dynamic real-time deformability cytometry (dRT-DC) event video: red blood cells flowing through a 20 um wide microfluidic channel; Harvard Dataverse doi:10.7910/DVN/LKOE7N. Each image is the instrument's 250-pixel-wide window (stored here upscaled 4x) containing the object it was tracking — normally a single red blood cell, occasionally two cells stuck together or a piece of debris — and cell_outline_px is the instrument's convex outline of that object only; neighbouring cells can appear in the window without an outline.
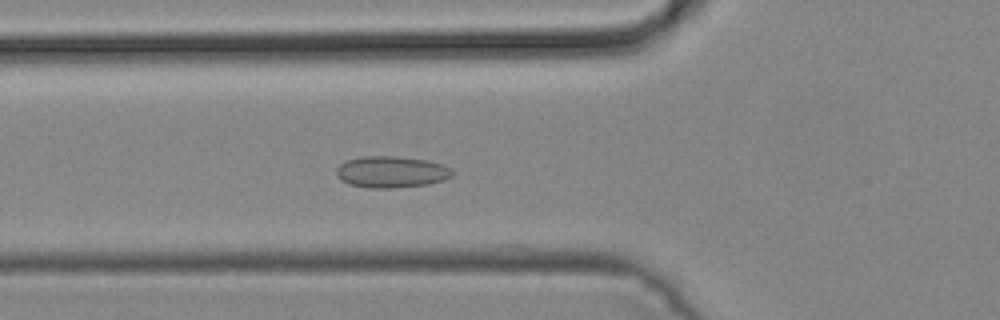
{"species": "common noctule bat (a hibernating species)", "species_latin": "Nyctalus noctula", "temperature_condition": "cold", "stored_images_in_passage": 48, "camera_frame_rate_fps": 3000, "um_per_image_px": 0.085, "animal": {"sex": "male", "body_mass_g": 19.2, "forearm_length_mm": 51.8}, "frame": {"image": 1, "passage_image": 17, "time_ms": 5.333, "image_size_px": [1000, 320], "cell_outline_px": [[452, 176], [444, 180], [428, 184], [392, 188], [368, 188], [348, 184], [340, 180], [336, 176], [336, 168], [340, 164], [348, 160], [364, 156], [396, 156], [428, 160], [444, 164], [452, 168]], "centroid_in_image_um": [33.27, 14.61], "position_along_channel_um": 92.5, "area_um2": 21.5}}
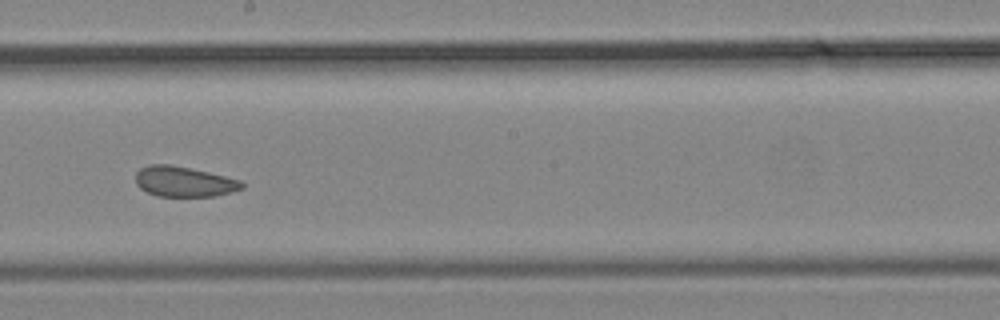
{"frame": {"image": 2, "passage_image": 27, "time_ms": 8.667, "image_size_px": [1000, 320], "cell_outline_px": [[244, 188], [232, 192], [216, 196], [156, 196], [140, 188], [136, 184], [136, 172], [140, 168], [148, 164], [168, 164], [208, 172], [240, 180], [244, 184]], "centroid_in_image_um": [15.63, 15.44], "position_along_channel_um": 232.6, "area_um2": 18.73}}
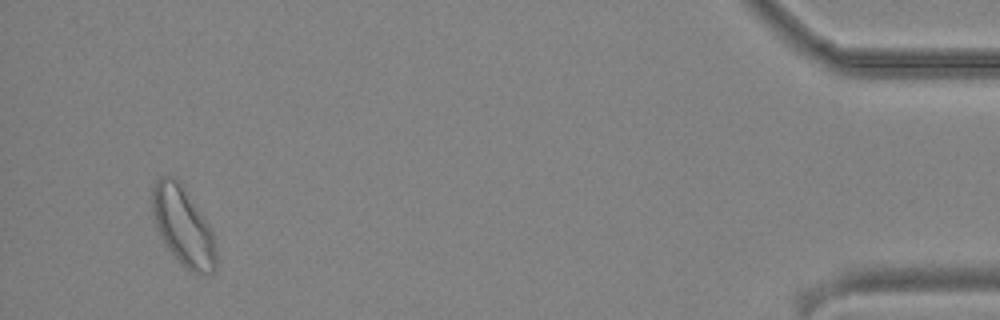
{"frame": {"image": 3, "passage_image": 46, "time_ms": 15.0, "image_size_px": [1000, 320], "cell_outline_px": [[216, 272], [188, 272], [180, 264], [168, 248], [160, 236], [152, 212], [152, 184], [160, 176], [172, 176], [184, 188], [208, 224], [212, 232], [216, 252]], "centroid_in_image_um": [15.54, 19.24], "position_along_channel_um": 419.7, "area_um2": 28.9}}